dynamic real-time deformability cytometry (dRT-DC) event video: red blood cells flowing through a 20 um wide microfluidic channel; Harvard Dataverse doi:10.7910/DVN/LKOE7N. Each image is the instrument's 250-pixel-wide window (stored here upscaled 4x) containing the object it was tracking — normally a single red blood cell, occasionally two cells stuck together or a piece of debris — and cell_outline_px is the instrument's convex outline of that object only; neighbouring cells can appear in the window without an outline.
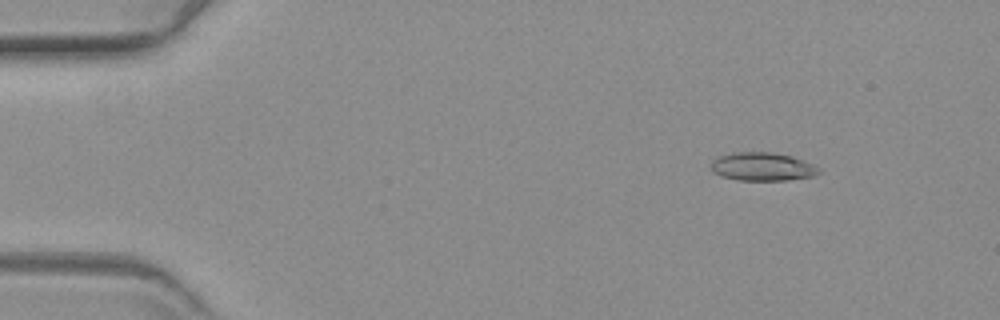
{"species": "common noctule bat (a hibernating species)", "species_latin": "Nyctalus noctula", "temperature_condition": "warm", "stored_images_in_passage": 29, "camera_frame_rate_fps": 3000, "um_per_image_px": 0.085, "animal": {"sex": "female", "body_mass_g": 19.3, "forearm_length_mm": 54.1}, "frame": {"image": 1, "passage_image": 7, "time_ms": 2.0, "image_size_px": [1000, 320], "cell_outline_px": [[820, 172], [812, 176], [784, 180], [740, 180], [724, 176], [712, 172], [712, 160], [720, 156], [736, 152], [768, 152], [792, 156], [812, 164], [820, 168]], "centroid_in_image_um": [64.81, 14.16], "position_along_channel_um": 20.2, "area_um2": 17.46}}
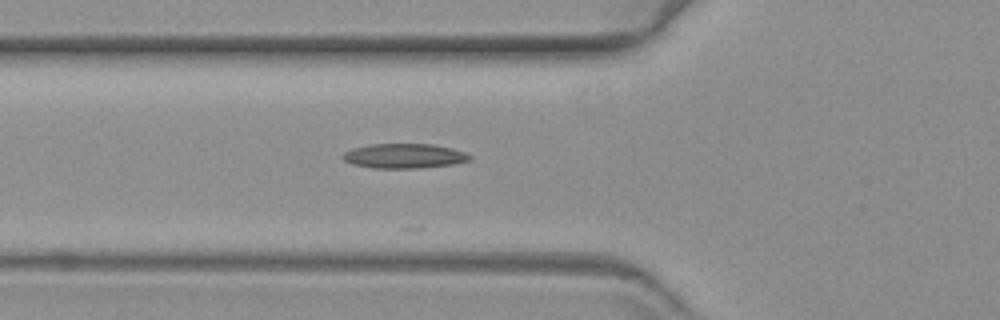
{"frame": {"image": 2, "passage_image": 21, "time_ms": 6.667, "image_size_px": [1000, 320], "cell_outline_px": [[472, 160], [452, 164], [420, 168], [372, 168], [352, 164], [344, 160], [340, 156], [344, 152], [352, 148], [372, 144], [432, 144], [452, 148], [464, 152], [472, 156]], "centroid_in_image_um": [34.34, 13.26], "position_along_channel_um": 91.5, "area_um2": 18.32}}
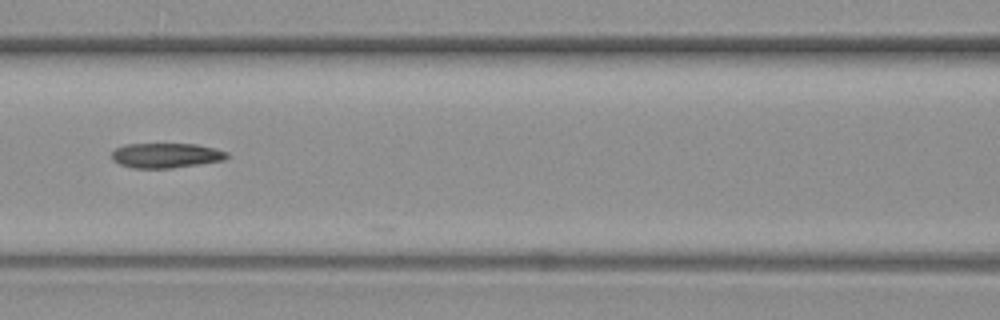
{"frame": {"image": 3, "passage_image": 26, "time_ms": 8.333, "image_size_px": [1000, 320], "cell_outline_px": [[228, 156], [224, 160], [172, 168], [132, 168], [120, 164], [112, 160], [112, 152], [116, 148], [124, 144], [196, 144], [216, 148], [228, 152]], "centroid_in_image_um": [14.11, 13.21], "position_along_channel_um": 152.5, "area_um2": 16.7}}